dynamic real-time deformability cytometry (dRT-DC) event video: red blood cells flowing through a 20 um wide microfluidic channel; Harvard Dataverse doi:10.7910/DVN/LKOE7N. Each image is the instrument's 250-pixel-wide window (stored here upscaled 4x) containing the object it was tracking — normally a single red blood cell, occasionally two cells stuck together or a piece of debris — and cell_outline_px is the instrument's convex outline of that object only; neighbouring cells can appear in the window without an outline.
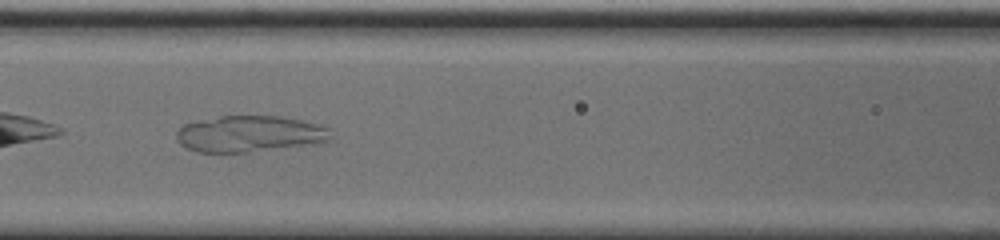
{"species": "common noctule bat (a hibernating species)", "species_latin": "Nyctalus noctula", "temperature_condition": "cold", "stored_images_in_passage": 31, "camera_frame_rate_fps": 3000, "um_per_image_px": 0.085, "animal": {"sex": "male", "body_mass_g": 20.0, "forearm_length_mm": 53.3}, "frame": {"image": 1, "passage_image": 7, "time_ms": 2.0, "image_size_px": [1000, 240], "cell_outline_px": [[332, 136], [328, 140], [244, 152], [200, 152], [188, 148], [180, 144], [176, 136], [176, 132], [184, 124], [196, 120], [220, 116], [280, 116], [300, 120], [316, 124], [328, 128]], "centroid_in_image_um": [21.11, 11.35], "position_along_channel_um": 145.5, "area_um2": 31.79}}